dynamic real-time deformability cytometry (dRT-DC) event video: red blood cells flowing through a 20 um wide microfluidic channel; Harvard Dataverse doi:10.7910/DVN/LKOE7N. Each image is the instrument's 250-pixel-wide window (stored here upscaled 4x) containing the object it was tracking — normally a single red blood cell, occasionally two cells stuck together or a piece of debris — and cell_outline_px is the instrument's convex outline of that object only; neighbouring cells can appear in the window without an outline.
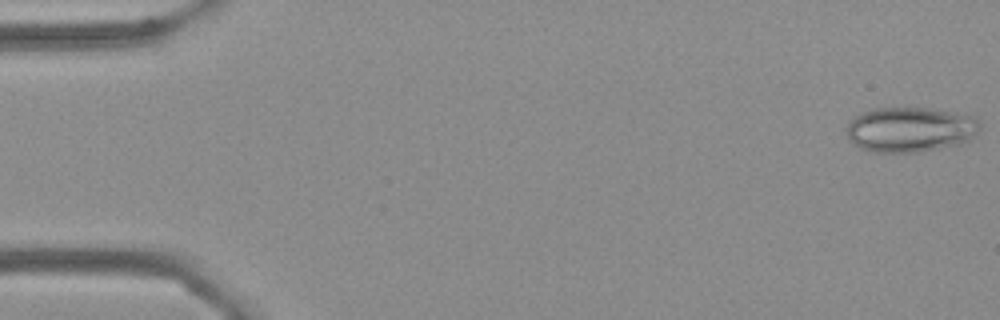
{"species": "Egyptian fruit bat (a non-hibernating species)", "species_latin": "Rousettus aegyptiacus", "temperature_condition": "cold", "stored_images_in_passage": 6, "camera_frame_rate_fps": 3000, "um_per_image_px": 0.085, "frame": {"image": 1, "passage_image": 1, "time_ms": 0.0, "image_size_px": [1000, 320], "cell_outline_px": [[980, 128], [972, 140], [960, 144], [920, 152], [872, 152], [860, 148], [848, 140], [844, 128], [848, 120], [860, 112], [872, 108], [928, 108], [956, 112], [972, 116], [980, 124]], "centroid_in_image_um": [77.31, 11.01], "position_along_channel_um": 7.7, "area_um2": 35.66}}